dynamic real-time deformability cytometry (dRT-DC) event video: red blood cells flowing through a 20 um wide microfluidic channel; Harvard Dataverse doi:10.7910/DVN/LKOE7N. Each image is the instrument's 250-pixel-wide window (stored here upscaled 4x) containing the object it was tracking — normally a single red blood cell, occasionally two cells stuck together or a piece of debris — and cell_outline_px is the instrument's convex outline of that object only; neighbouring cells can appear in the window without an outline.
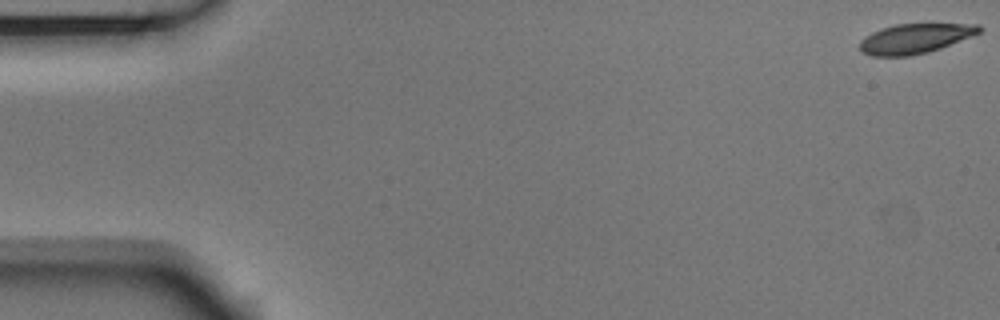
{"species": "Egyptian fruit bat (a non-hibernating species)", "species_latin": "Rousettus aegyptiacus", "temperature_condition": "room temperature", "stored_images_in_passage": 55, "camera_frame_rate_fps": 3000, "um_per_image_px": 0.085, "animal": {"sex": "male"}, "frame": {"image": 1, "passage_image": 1, "time_ms": 0.0, "image_size_px": [1000, 320], "cell_outline_px": [[984, 28], [980, 32], [940, 48], [928, 52], [912, 56], [872, 56], [860, 52], [860, 40], [872, 32], [880, 28], [896, 24], [980, 24]], "centroid_in_image_um": [77.74, 3.28], "position_along_channel_um": 7.3, "area_um2": 20.69}}
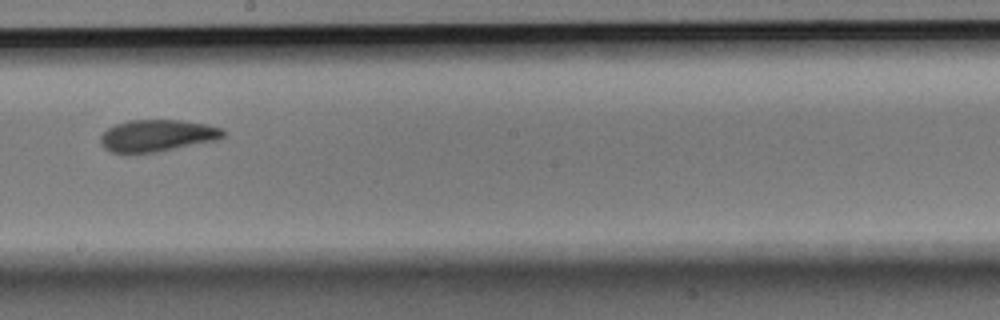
{"frame": {"image": 2, "passage_image": 31, "time_ms": 10.0, "image_size_px": [1000, 320], "cell_outline_px": [[224, 136], [216, 140], [156, 152], [112, 152], [104, 148], [100, 144], [100, 136], [108, 128], [116, 124], [128, 120], [180, 120], [208, 124], [224, 128]], "centroid_in_image_um": [13.37, 11.51], "position_along_channel_um": 234.8, "area_um2": 22.66}}
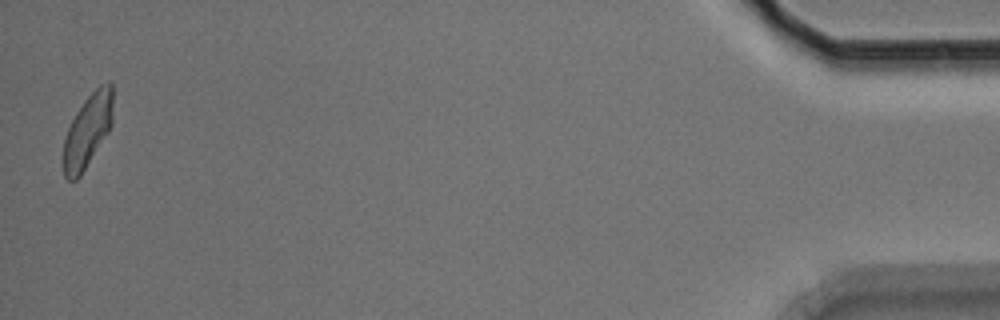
{"frame": {"image": 3, "passage_image": 54, "time_ms": 17.667, "image_size_px": [1000, 320], "cell_outline_px": [[112, 124], [108, 132], [80, 176], [76, 180], [68, 180], [64, 176], [64, 140], [68, 128], [76, 112], [84, 100], [100, 84], [108, 80], [112, 84]], "centroid_in_image_um": [7.46, 11.08], "position_along_channel_um": 427.7, "area_um2": 20.87}, "authors_computed_cell_mechanics": {"area_um2": 22.0796, "velocity_mm_per_s": 3.7076, "shape_relaxation_time_tau1_ms": 4.0132, "shape_relaxation_time_tau2_ms": 3.2652, "deformation_change_tau1": 0.1561, "deformation_change_tau2": 0.1062}}